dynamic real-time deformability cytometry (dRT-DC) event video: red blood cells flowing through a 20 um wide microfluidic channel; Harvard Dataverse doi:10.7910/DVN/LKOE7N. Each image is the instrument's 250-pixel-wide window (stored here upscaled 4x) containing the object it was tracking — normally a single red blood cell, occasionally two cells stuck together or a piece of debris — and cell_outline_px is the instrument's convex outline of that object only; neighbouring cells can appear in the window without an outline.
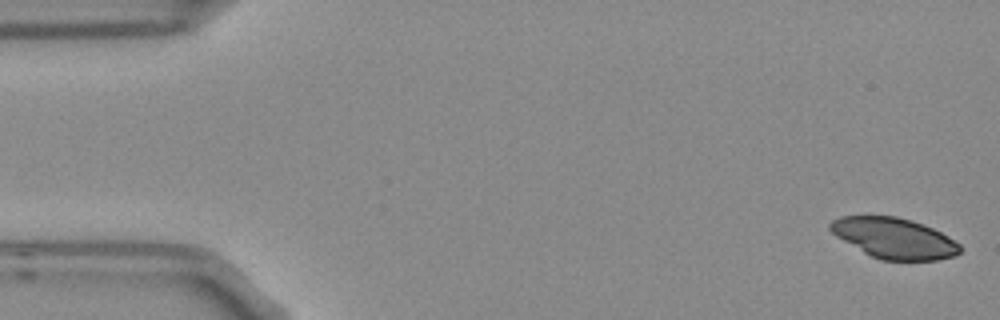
{"species": "Egyptian fruit bat (a non-hibernating species)", "species_latin": "Rousettus aegyptiacus", "temperature_condition": "room temperature", "stored_images_in_passage": 5, "camera_frame_rate_fps": 3000, "um_per_image_px": 0.085, "frame": {"image": 1, "passage_image": 1, "time_ms": 0.0, "image_size_px": [1000, 320], "cell_outline_px": [[960, 252], [956, 256], [936, 260], [880, 260], [864, 252], [836, 236], [828, 228], [828, 224], [832, 220], [840, 216], [896, 216], [912, 220], [932, 228], [948, 236], [960, 244]], "centroid_in_image_um": [76.0, 20.24], "position_along_channel_um": 9.0, "area_um2": 30.58}}